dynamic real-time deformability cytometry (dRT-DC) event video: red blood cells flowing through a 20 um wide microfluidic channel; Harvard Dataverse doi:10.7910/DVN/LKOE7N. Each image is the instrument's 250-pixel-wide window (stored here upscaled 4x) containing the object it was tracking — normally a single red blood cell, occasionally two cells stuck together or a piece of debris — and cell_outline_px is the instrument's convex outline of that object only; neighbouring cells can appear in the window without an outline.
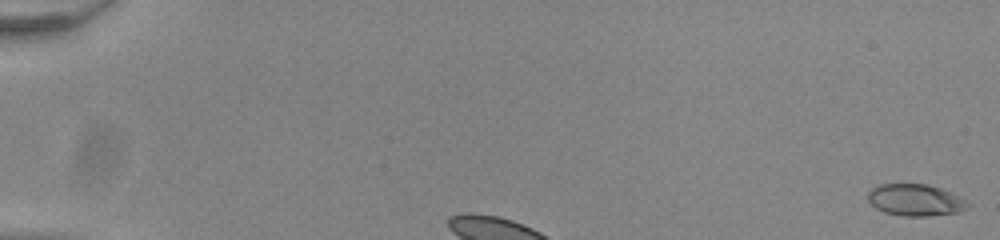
{"species": "common noctule bat (a hibernating species)", "species_latin": "Nyctalus noctula", "temperature_condition": "room temperature", "stored_images_in_passage": 5, "camera_frame_rate_fps": 3000, "um_per_image_px": 0.085, "animal": {"sex": "male", "body_mass_g": 20.0, "forearm_length_mm": 53.3}, "frame": {"image": 1, "passage_image": 1, "time_ms": 0.0, "image_size_px": [1000, 240], "cell_outline_px": [[972, 204], [968, 208], [960, 212], [928, 216], [904, 216], [884, 212], [876, 208], [868, 200], [868, 192], [872, 188], [880, 184], [928, 184], [940, 188]], "centroid_in_image_um": [77.8, 17.01], "position_along_channel_um": 7.2, "area_um2": 18.38}}